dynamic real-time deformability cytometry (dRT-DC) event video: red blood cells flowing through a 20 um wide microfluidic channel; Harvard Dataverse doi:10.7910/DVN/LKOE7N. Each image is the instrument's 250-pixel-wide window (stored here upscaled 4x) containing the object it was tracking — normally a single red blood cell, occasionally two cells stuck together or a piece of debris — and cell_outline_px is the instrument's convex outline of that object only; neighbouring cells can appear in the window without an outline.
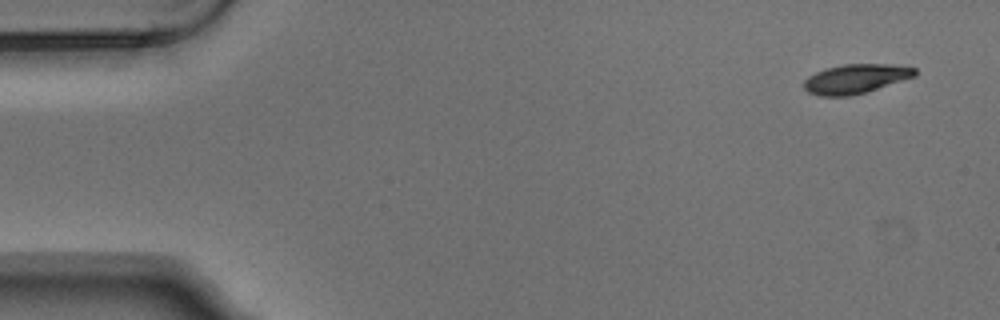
{"species": "Egyptian fruit bat (a non-hibernating species)", "species_latin": "Rousettus aegyptiacus", "temperature_condition": "warm", "stored_images_in_passage": 4, "camera_frame_rate_fps": 3000, "um_per_image_px": 0.085, "animal": {"sex": "male"}, "frame": {"image": 1, "passage_image": 1, "time_ms": 0.0, "image_size_px": [1000, 320], "cell_outline_px": [[916, 76], [868, 92], [852, 96], [820, 96], [808, 92], [804, 88], [804, 80], [808, 76], [816, 72], [828, 68], [844, 64], [888, 64], [916, 68]], "centroid_in_image_um": [72.74, 6.71], "position_along_channel_um": 12.3, "area_um2": 19.02}}
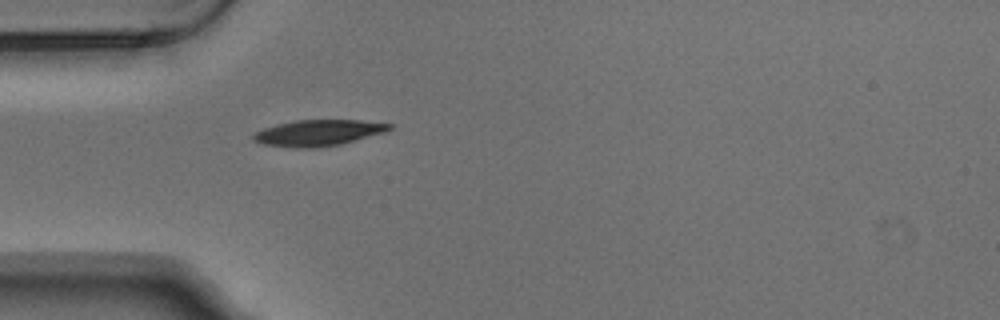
{"frame": {"image": 2, "passage_image": 4, "time_ms": 1.0, "image_size_px": [1000, 320], "cell_outline_px": [[392, 128], [384, 132], [340, 144], [316, 148], [292, 148], [264, 144], [252, 140], [252, 136], [256, 132], [264, 128], [276, 124], [296, 120], [360, 120], [392, 124]], "centroid_in_image_um": [27.02, 11.29], "position_along_channel_um": 58.0, "area_um2": 20.58}}